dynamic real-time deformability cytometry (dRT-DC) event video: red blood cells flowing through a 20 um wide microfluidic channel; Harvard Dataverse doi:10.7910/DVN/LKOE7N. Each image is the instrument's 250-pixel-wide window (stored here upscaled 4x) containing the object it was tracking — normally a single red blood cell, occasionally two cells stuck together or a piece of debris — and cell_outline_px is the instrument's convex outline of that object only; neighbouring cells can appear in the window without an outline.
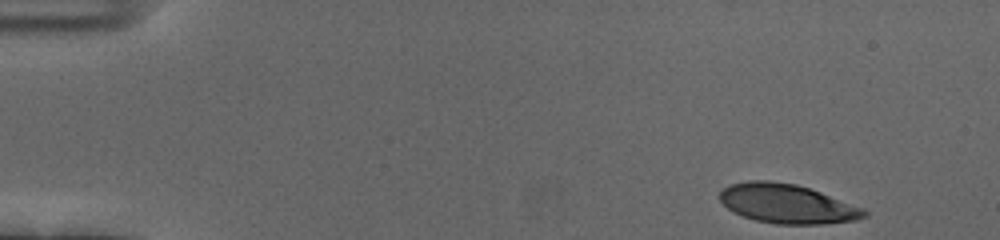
{"species": "human", "species_latin": "Homo sapiens", "temperature_condition": "cold", "stored_images_in_passage": 51, "camera_frame_rate_fps": 3000, "um_per_image_px": 0.085, "donor": {"sex": "female"}, "frame": {"image": 1, "passage_image": 1, "time_ms": 0.0, "image_size_px": [1000, 240], "cell_outline_px": [[868, 216], [856, 220], [820, 224], [776, 224], [756, 220], [732, 212], [720, 200], [720, 192], [728, 184], [748, 180], [768, 180], [796, 184], [820, 192], [864, 208], [868, 212]], "centroid_in_image_um": [66.9, 17.31], "position_along_channel_um": 18.1, "area_um2": 33.0}}
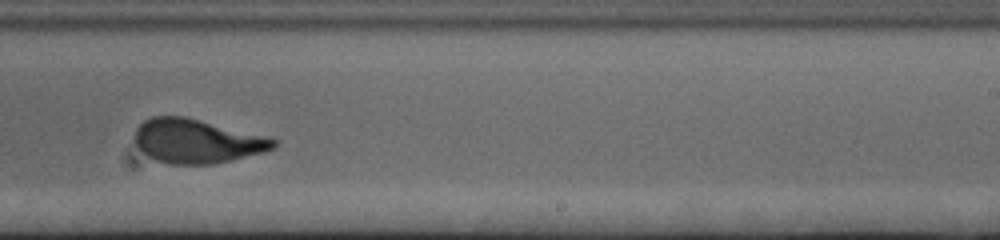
{"frame": {"image": 2, "passage_image": 31, "time_ms": 10.0, "image_size_px": [1000, 240], "cell_outline_px": [[280, 140], [276, 148], [232, 160], [216, 164], [168, 164], [156, 160], [148, 156], [132, 140], [132, 136], [136, 128], [144, 120], [152, 116], [184, 116], [272, 136]], "centroid_in_image_um": [16.78, 11.98], "position_along_channel_um": 272.2, "area_um2": 36.3}}
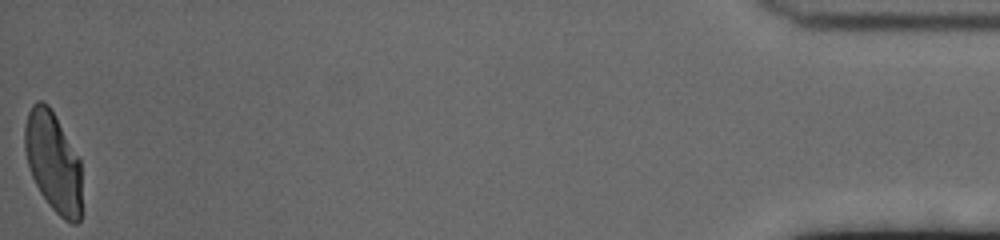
{"frame": {"image": 3, "passage_image": 51, "time_ms": 16.667, "image_size_px": [1000, 240], "cell_outline_px": [[80, 220], [76, 224], [72, 224], [64, 220], [48, 204], [40, 192], [32, 176], [28, 164], [24, 148], [24, 128], [28, 112], [32, 104], [36, 100], [40, 100], [48, 104], [80, 160]], "centroid_in_image_um": [4.49, 13.76], "position_along_channel_um": 430.7, "area_um2": 32.89}, "authors_computed_cell_mechanics": {"area_um2": 36.0094, "velocity_mm_per_s": 3.6867, "shape_relaxation_time_tau1_ms": 3.2342, "shape_relaxation_time_tau2_ms": 0.8369, "deformation_change_tau1": 0.1913, "deformation_change_tau2": 0.0779}}